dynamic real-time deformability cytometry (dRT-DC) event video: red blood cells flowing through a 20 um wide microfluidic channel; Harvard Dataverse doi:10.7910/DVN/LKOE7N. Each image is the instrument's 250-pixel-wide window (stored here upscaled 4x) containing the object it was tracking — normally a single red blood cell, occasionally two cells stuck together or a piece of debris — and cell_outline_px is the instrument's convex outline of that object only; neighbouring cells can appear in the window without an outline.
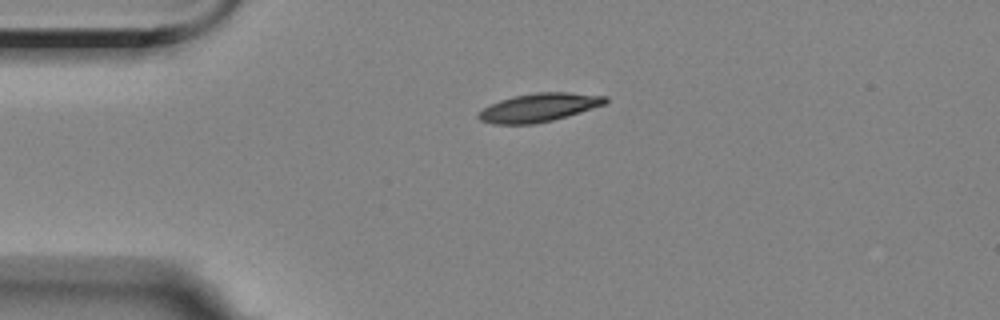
{"species": "Egyptian fruit bat (a non-hibernating species)", "species_latin": "Rousettus aegyptiacus", "temperature_condition": "room temperature", "stored_images_in_passage": 3, "camera_frame_rate_fps": 3000, "um_per_image_px": 0.085, "animal": {"sex": "female"}, "frame": {"image": 1, "passage_image": 1, "time_ms": 0.0, "image_size_px": [1000, 320], "cell_outline_px": [[608, 104], [552, 120], [536, 124], [492, 124], [480, 120], [476, 116], [484, 108], [500, 100], [512, 96], [536, 92], [568, 92], [608, 96]], "centroid_in_image_um": [45.85, 9.13], "position_along_channel_um": 39.2, "area_um2": 21.1}}
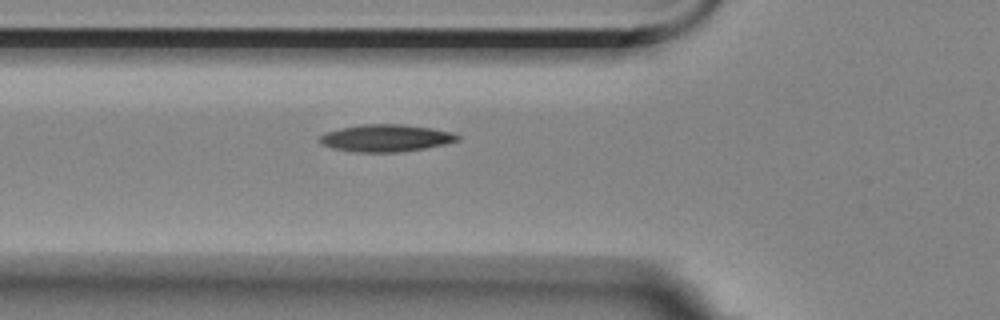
{"frame": {"image": 2, "passage_image": 3, "time_ms": 2.333, "image_size_px": [1000, 320], "cell_outline_px": [[460, 140], [444, 144], [424, 148], [400, 152], [356, 152], [332, 148], [324, 144], [320, 140], [320, 136], [324, 132], [340, 128], [360, 124], [404, 124], [432, 128], [452, 132], [460, 136]], "centroid_in_image_um": [32.81, 11.72], "position_along_channel_um": 93.0, "area_um2": 21.85}}